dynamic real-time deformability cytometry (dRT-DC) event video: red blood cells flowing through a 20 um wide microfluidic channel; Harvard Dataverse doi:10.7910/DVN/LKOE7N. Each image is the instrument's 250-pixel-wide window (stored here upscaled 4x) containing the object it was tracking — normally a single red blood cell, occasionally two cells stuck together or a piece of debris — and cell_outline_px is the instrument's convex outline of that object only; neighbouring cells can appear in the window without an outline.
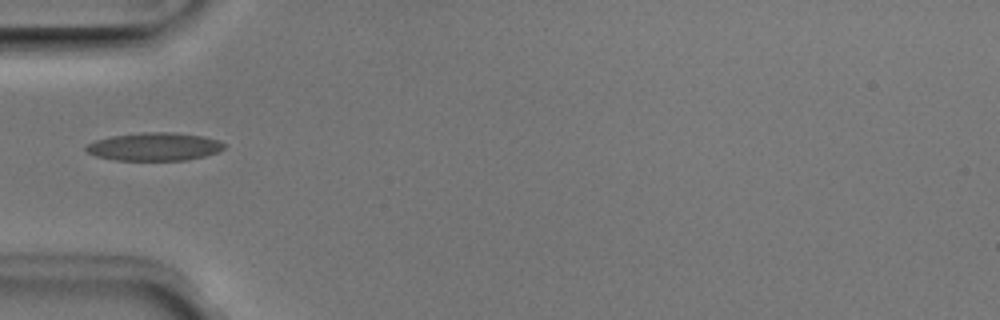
{"species": "Egyptian fruit bat (a non-hibernating species)", "species_latin": "Rousettus aegyptiacus", "temperature_condition": "room temperature", "stored_images_in_passage": 4, "camera_frame_rate_fps": 3000, "um_per_image_px": 0.085, "animal": {"sex": "male"}, "frame": {"image": 1, "passage_image": 4, "time_ms": 1.0, "image_size_px": [1000, 320], "cell_outline_px": [[224, 148], [216, 152], [204, 156], [188, 160], [116, 160], [96, 156], [88, 152], [84, 148], [84, 144], [96, 140], [112, 136], [140, 132], [172, 132], [204, 136], [220, 140], [224, 144]], "centroid_in_image_um": [13.1, 12.46], "position_along_channel_um": 71.9, "area_um2": 22.66}}